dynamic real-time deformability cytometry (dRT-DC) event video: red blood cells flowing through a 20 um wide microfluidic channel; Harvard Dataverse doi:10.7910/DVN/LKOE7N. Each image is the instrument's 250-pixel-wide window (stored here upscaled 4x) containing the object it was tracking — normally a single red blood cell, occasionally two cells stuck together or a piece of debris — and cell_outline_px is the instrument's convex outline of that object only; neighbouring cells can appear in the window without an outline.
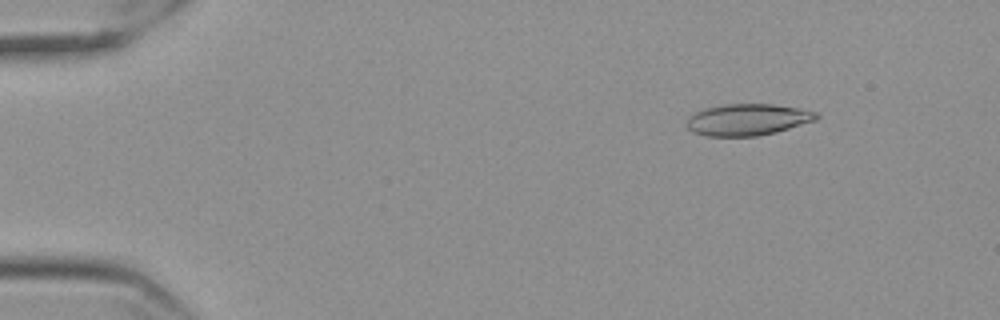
{"species": "Egyptian fruit bat (a non-hibernating species)", "species_latin": "Rousettus aegyptiacus", "temperature_condition": "cold", "stored_images_in_passage": 52, "camera_frame_rate_fps": 3000, "um_per_image_px": 0.085, "frame": {"image": 1, "passage_image": 2, "time_ms": 0.333, "image_size_px": [1000, 320], "cell_outline_px": [[820, 116], [816, 120], [776, 132], [756, 136], [708, 136], [692, 132], [688, 128], [688, 120], [696, 112], [704, 108], [724, 104], [772, 104], [796, 108], [816, 112]], "centroid_in_image_um": [63.56, 10.17], "position_along_channel_um": 21.4, "area_um2": 23.58}}
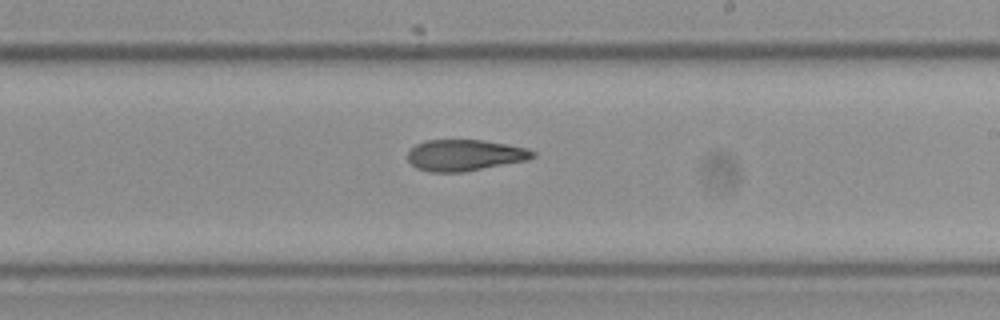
{"frame": {"image": 2, "passage_image": 29, "time_ms": 9.333, "image_size_px": [1000, 320], "cell_outline_px": [[536, 156], [524, 160], [464, 172], [428, 172], [416, 168], [408, 160], [408, 152], [416, 144], [428, 140], [484, 140], [508, 144], [528, 148], [536, 152]], "centroid_in_image_um": [39.5, 13.19], "position_along_channel_um": 249.5, "area_um2": 22.72}}
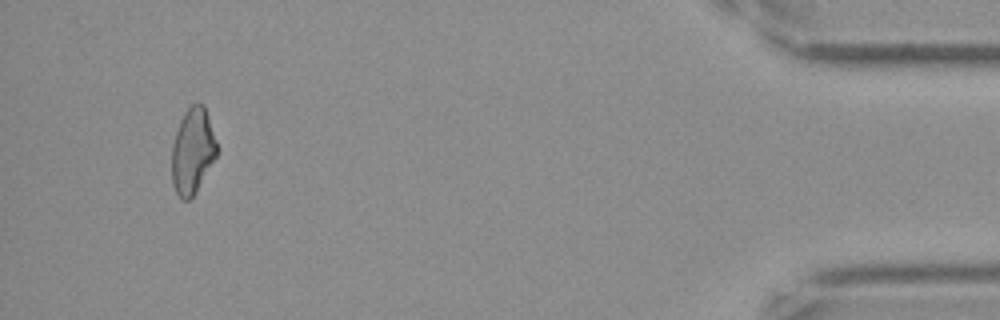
{"frame": {"image": 3, "passage_image": 49, "time_ms": 16.0, "image_size_px": [1000, 320], "cell_outline_px": [[216, 156], [196, 192], [188, 200], [180, 200], [172, 184], [172, 144], [180, 120], [184, 112], [192, 104], [204, 104], [216, 140]], "centroid_in_image_um": [16.35, 12.85], "position_along_channel_um": 418.9, "area_um2": 22.31}, "authors_computed_cell_mechanics": {"area_um2": 23.3801, "velocity_mm_per_s": 3.561, "shape_relaxation_time_tau1_ms": null, "shape_relaxation_time_tau2_ms": 5.6696, "deformation_change_tau1": null, "deformation_change_tau2": 0.149}}